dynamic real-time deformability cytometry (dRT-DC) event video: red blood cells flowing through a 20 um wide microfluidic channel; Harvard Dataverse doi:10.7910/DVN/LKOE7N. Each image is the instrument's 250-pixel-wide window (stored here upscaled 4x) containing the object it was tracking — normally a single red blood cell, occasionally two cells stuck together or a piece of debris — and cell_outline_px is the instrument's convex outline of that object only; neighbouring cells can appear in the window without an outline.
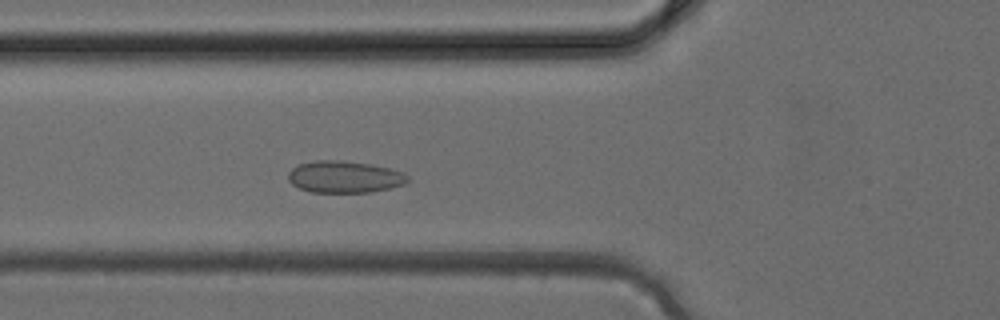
{"species": "common noctule bat (a hibernating species)", "species_latin": "Nyctalus noctula", "temperature_condition": "cold", "stored_images_in_passage": 35, "camera_frame_rate_fps": 3000, "um_per_image_px": 0.085, "animal": {"sex": "female", "body_mass_g": 24.6, "forearm_length_mm": 56.2}, "frame": {"image": 1, "passage_image": 11, "time_ms": 3.333, "image_size_px": [1000, 320], "cell_outline_px": [[408, 180], [404, 184], [372, 192], [312, 192], [300, 188], [292, 184], [288, 180], [288, 172], [292, 168], [300, 164], [316, 160], [340, 160], [368, 164], [388, 168], [404, 172], [408, 176]], "centroid_in_image_um": [29.26, 15.03], "position_along_channel_um": 96.5, "area_um2": 22.02}}
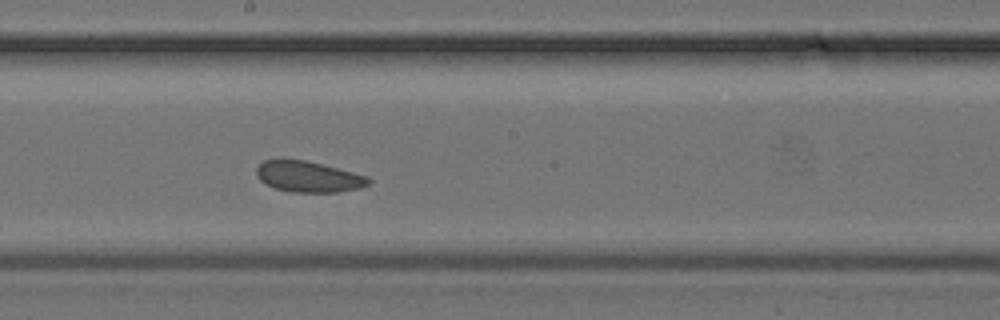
{"frame": {"image": 2, "passage_image": 18, "time_ms": 5.667, "image_size_px": [1000, 320], "cell_outline_px": [[372, 180], [368, 184], [360, 188], [336, 192], [288, 192], [276, 188], [260, 180], [256, 176], [256, 168], [264, 160], [304, 160], [368, 176]], "centroid_in_image_um": [26.21, 15.03], "position_along_channel_um": 222.0, "area_um2": 19.88}}
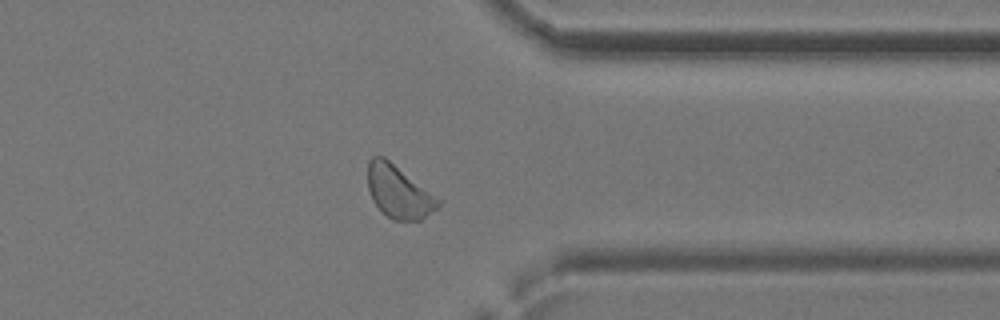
{"frame": {"image": 3, "passage_image": 27, "time_ms": 8.667, "image_size_px": [1000, 320], "cell_outline_px": [[440, 204], [436, 208], [420, 220], [392, 220], [372, 200], [368, 188], [368, 160], [372, 156], [384, 156], [440, 200]], "centroid_in_image_um": [33.85, 16.29], "position_along_channel_um": 377.6, "area_um2": 21.04}}